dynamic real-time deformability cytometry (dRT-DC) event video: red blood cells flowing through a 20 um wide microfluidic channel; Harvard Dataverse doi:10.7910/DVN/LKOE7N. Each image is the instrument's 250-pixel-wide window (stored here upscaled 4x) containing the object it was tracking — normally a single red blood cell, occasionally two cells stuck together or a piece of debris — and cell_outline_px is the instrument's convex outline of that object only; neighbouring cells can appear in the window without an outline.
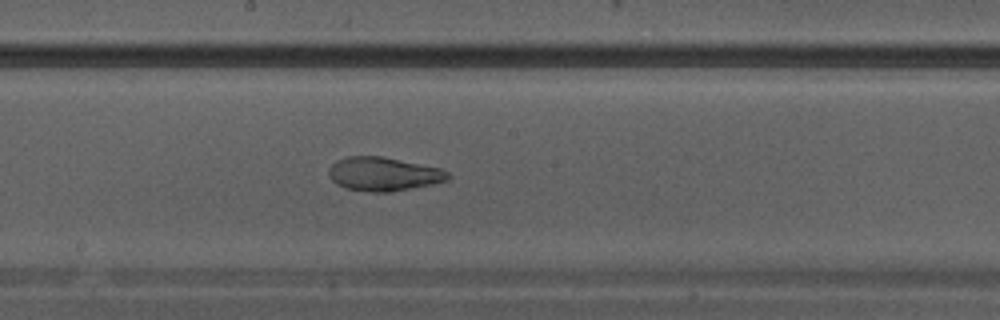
{"species": "Egyptian fruit bat (a non-hibernating species)", "species_latin": "Rousettus aegyptiacus", "temperature_condition": "warm", "stored_images_in_passage": 12, "camera_frame_rate_fps": 3000, "um_per_image_px": 0.085, "animal": {"sex": "male"}, "frame": {"image": 1, "passage_image": 10, "time_ms": 3.0, "image_size_px": [1000, 320], "cell_outline_px": [[452, 176], [448, 180], [432, 184], [388, 192], [372, 192], [348, 188], [336, 184], [332, 180], [328, 172], [328, 168], [336, 160], [348, 156], [384, 156], [440, 168], [448, 172]], "centroid_in_image_um": [32.6, 14.78], "position_along_channel_um": 215.6, "area_um2": 23.41}}
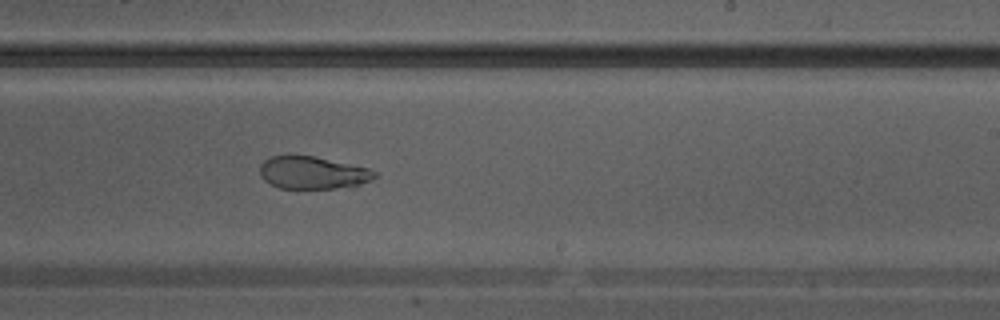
{"frame": {"image": 2, "passage_image": 12, "time_ms": 3.667, "image_size_px": [1000, 320], "cell_outline_px": [[380, 176], [372, 180], [360, 184], [336, 188], [280, 188], [264, 180], [260, 176], [260, 164], [264, 160], [272, 156], [312, 156], [368, 168], [376, 172]], "centroid_in_image_um": [26.59, 14.69], "position_along_channel_um": 262.4, "area_um2": 21.5}}